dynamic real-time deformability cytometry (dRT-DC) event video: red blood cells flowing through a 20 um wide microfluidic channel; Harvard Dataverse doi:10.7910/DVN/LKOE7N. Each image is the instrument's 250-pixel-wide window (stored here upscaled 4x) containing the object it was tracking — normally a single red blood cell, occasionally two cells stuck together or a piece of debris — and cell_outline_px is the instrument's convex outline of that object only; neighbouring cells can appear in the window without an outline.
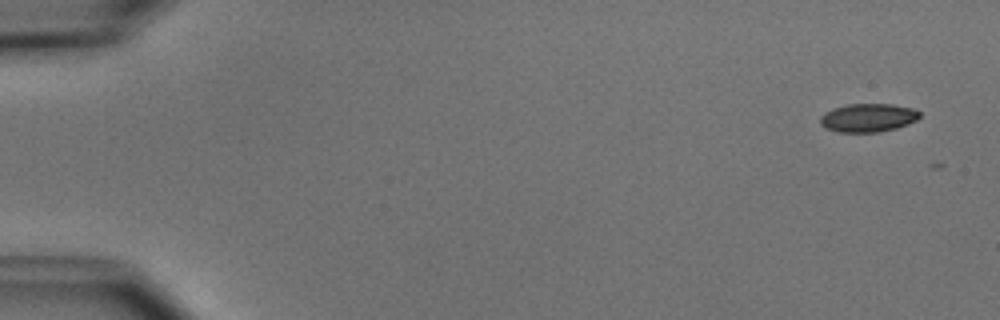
{"species": "common noctule bat (a hibernating species)", "species_latin": "Nyctalus noctula", "temperature_condition": "cold", "stored_images_in_passage": 5, "camera_frame_rate_fps": 3000, "um_per_image_px": 0.085, "animal": {"sex": "male", "body_mass_g": 15.6}, "frame": {"image": 1, "passage_image": 1, "time_ms": 0.0, "image_size_px": [1000, 320], "cell_outline_px": [[920, 116], [916, 120], [908, 124], [896, 128], [880, 132], [836, 132], [824, 128], [820, 124], [820, 116], [824, 112], [832, 108], [848, 104], [892, 104], [912, 108], [920, 112]], "centroid_in_image_um": [73.74, 10.01], "position_along_channel_um": 11.3, "area_um2": 16.65}}